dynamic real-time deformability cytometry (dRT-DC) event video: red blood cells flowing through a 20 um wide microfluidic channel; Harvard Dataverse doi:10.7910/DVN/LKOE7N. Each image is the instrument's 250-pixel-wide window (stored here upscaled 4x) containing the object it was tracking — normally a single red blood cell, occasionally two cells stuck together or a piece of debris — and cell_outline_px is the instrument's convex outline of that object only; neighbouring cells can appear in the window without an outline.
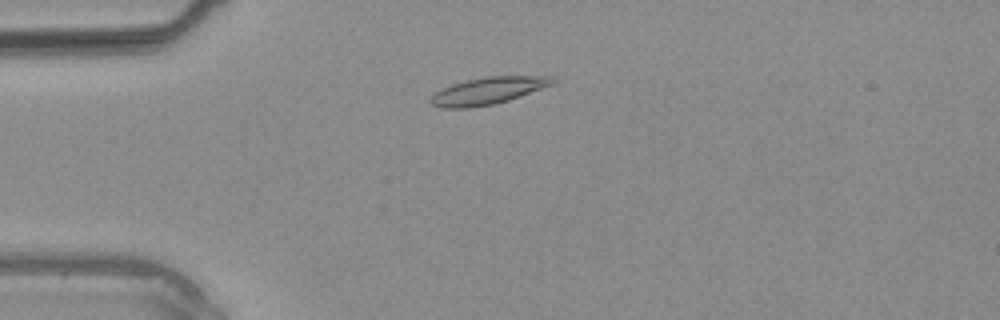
{"species": "common noctule bat (a hibernating species)", "species_latin": "Nyctalus noctula", "temperature_condition": "warm", "stored_images_in_passage": 36, "camera_frame_rate_fps": 3000, "um_per_image_px": 0.085, "animal": {"sex": "male", "body_mass_g": 20.4}, "frame": {"image": 1, "passage_image": 7, "time_ms": 2.0, "image_size_px": [1000, 320], "cell_outline_px": [[556, 80], [552, 84], [508, 100], [496, 104], [472, 108], [440, 108], [432, 104], [428, 100], [436, 92], [452, 84], [468, 80], [488, 76], [552, 76]], "centroid_in_image_um": [41.45, 7.73], "position_along_channel_um": 43.6, "area_um2": 19.02}}
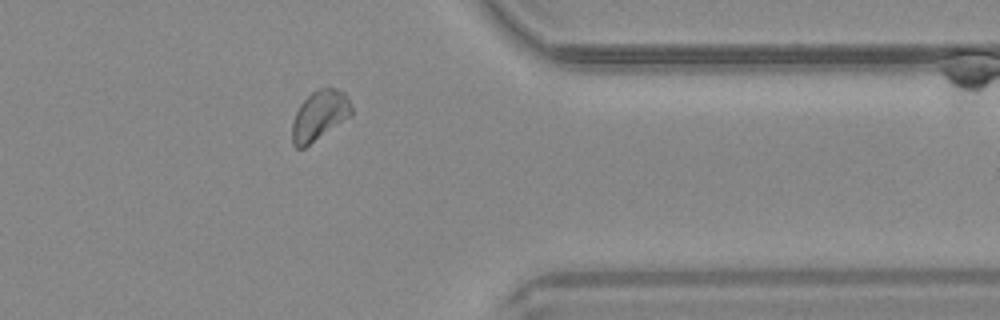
{"frame": {"image": 2, "passage_image": 29, "time_ms": 9.333, "image_size_px": [1000, 320], "cell_outline_px": [[352, 116], [304, 148], [296, 148], [292, 144], [292, 124], [296, 112], [300, 104], [312, 92], [320, 88], [332, 88], [344, 92], [348, 96], [352, 108]], "centroid_in_image_um": [27.17, 9.83], "position_along_channel_um": 384.2, "area_um2": 17.22}}
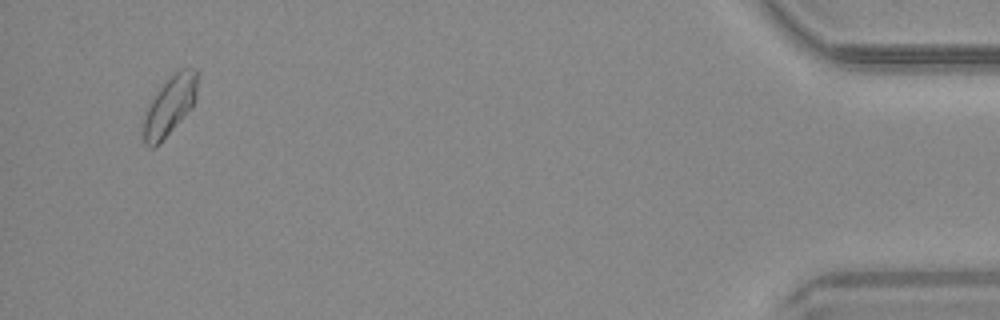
{"frame": {"image": 3, "passage_image": 35, "time_ms": 11.333, "image_size_px": [1000, 320], "cell_outline_px": [[200, 72], [196, 96], [192, 104], [180, 120], [160, 144], [156, 148], [152, 148], [144, 144], [144, 116], [148, 104], [152, 96], [180, 68], [196, 68]], "centroid_in_image_um": [14.43, 8.96], "position_along_channel_um": 420.8, "area_um2": 18.5}}